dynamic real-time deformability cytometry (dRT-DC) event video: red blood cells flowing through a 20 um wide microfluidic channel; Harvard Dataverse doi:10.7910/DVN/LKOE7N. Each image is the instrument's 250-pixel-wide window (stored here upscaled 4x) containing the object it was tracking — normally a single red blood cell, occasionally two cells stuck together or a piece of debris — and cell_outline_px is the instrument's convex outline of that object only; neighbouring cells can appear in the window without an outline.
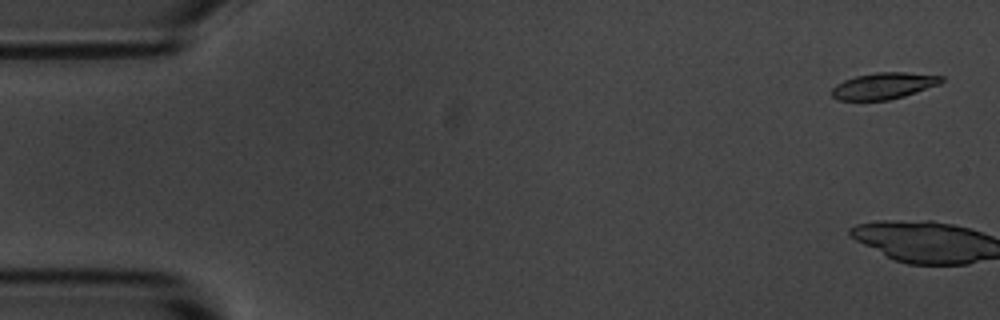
{"species": "common noctule bat (a hibernating species)", "species_latin": "Nyctalus noctula", "temperature_condition": "room temperature", "stored_images_in_passage": 4, "camera_frame_rate_fps": 3000, "um_per_image_px": 0.085, "animal": {"sex": "male", "body_mass_g": 20.1, "forearm_length_mm": 53.5}, "frame": {"image": 1, "passage_image": 2, "time_ms": 0.333, "image_size_px": [1000, 320], "cell_outline_px": [[944, 80], [940, 84], [904, 96], [888, 100], [836, 100], [832, 96], [832, 88], [836, 84], [844, 80], [856, 76], [876, 72], [904, 72], [944, 76]], "centroid_in_image_um": [75.11, 7.29], "position_along_channel_um": 9.9, "area_um2": 16.88}}